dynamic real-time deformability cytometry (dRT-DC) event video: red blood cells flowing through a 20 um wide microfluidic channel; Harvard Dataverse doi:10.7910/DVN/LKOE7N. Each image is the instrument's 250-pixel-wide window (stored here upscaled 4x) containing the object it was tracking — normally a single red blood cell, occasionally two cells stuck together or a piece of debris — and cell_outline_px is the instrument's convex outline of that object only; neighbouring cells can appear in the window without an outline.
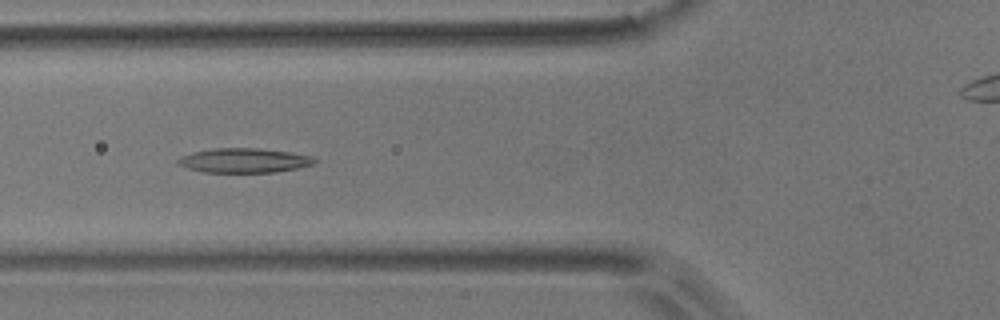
{"species": "common noctule bat (a hibernating species)", "species_latin": "Nyctalus noctula", "temperature_condition": "room temperature", "stored_images_in_passage": 52, "camera_frame_rate_fps": 3000, "um_per_image_px": 0.085, "animal": {"sex": "male", "body_mass_g": 17.9}, "frame": {"image": 1, "passage_image": 18, "time_ms": 5.667, "image_size_px": [1000, 320], "cell_outline_px": [[316, 164], [300, 168], [276, 172], [204, 172], [188, 168], [176, 164], [176, 160], [180, 156], [192, 152], [216, 148], [256, 148], [292, 152], [312, 156], [316, 160]], "centroid_in_image_um": [20.77, 13.64], "position_along_channel_um": 105.0, "area_um2": 19.65}}
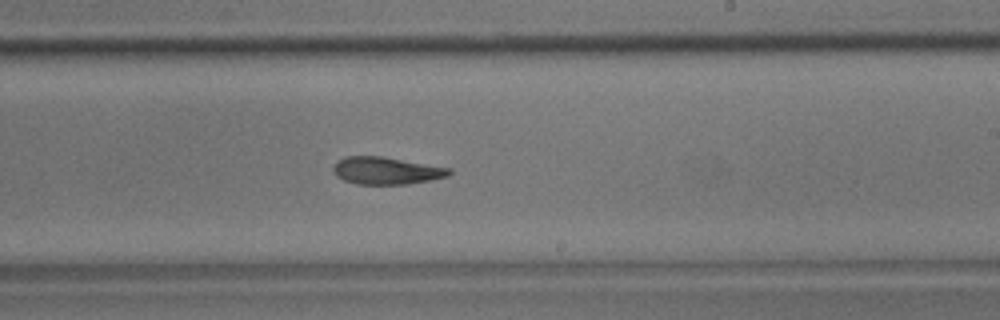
{"frame": {"image": 2, "passage_image": 30, "time_ms": 9.667, "image_size_px": [1000, 320], "cell_outline_px": [[452, 172], [448, 176], [432, 180], [408, 184], [356, 184], [344, 180], [336, 176], [332, 172], [332, 168], [344, 156], [384, 156], [452, 168]], "centroid_in_image_um": [32.86, 14.5], "position_along_channel_um": 256.1, "area_um2": 18.67}}
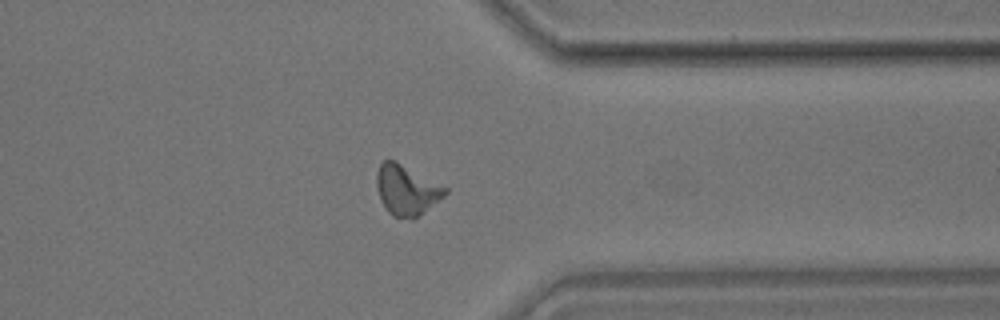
{"frame": {"image": 3, "passage_image": 40, "time_ms": 13.0, "image_size_px": [1000, 320], "cell_outline_px": [[448, 192], [444, 196], [420, 216], [412, 220], [392, 216], [388, 212], [380, 200], [376, 184], [376, 172], [380, 164], [384, 160], [396, 160], [448, 188]], "centroid_in_image_um": [34.55, 16.16], "position_along_channel_um": 376.8, "area_um2": 20.29}, "authors_computed_cell_mechanics": {"area_um2": 19.1607, "velocity_mm_per_s": 3.7795, "shape_relaxation_time_tau1_ms": null, "shape_relaxation_time_tau2_ms": 5.931, "deformation_change_tau1": null, "deformation_change_tau2": 0.1678}}